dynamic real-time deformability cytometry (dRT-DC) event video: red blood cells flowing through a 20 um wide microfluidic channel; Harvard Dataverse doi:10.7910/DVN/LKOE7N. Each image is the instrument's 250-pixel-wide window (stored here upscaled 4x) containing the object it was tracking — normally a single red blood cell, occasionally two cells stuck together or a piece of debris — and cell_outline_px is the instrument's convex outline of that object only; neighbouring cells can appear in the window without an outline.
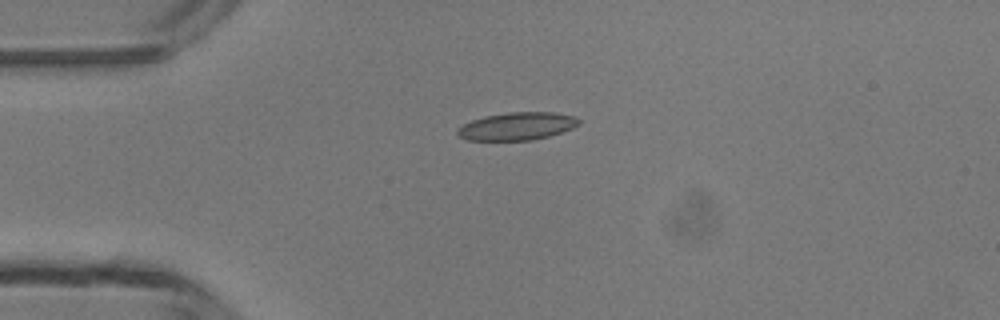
{"species": "common noctule bat (a hibernating species)", "species_latin": "Nyctalus noctula", "temperature_condition": "room temperature", "stored_images_in_passage": 4, "camera_frame_rate_fps": 3000, "um_per_image_px": 0.085, "animal": {"sex": "male", "body_mass_g": 13.3}, "frame": {"image": 1, "passage_image": 1, "time_ms": 0.0, "image_size_px": [1000, 320], "cell_outline_px": [[580, 124], [572, 128], [548, 136], [532, 140], [468, 140], [460, 136], [456, 132], [456, 128], [472, 120], [484, 116], [508, 112], [552, 112], [576, 116], [580, 120]], "centroid_in_image_um": [43.95, 10.72], "position_along_channel_um": 41.1, "area_um2": 19.59}}
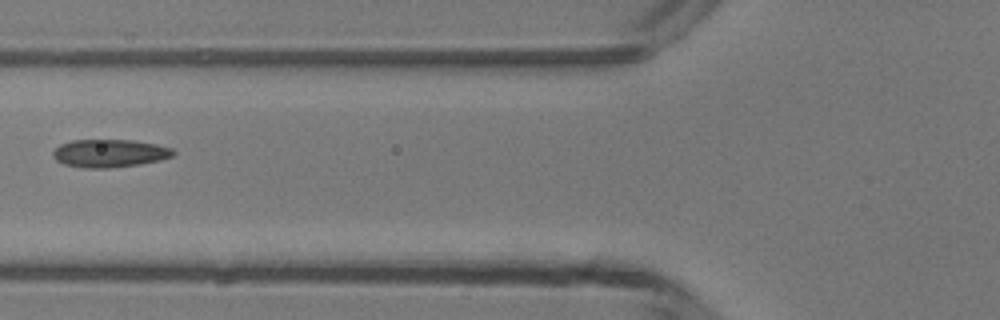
{"frame": {"image": 2, "passage_image": 3, "time_ms": 2.333, "image_size_px": [1000, 320], "cell_outline_px": [[176, 152], [172, 156], [160, 160], [140, 164], [112, 168], [84, 168], [64, 164], [56, 160], [52, 156], [52, 152], [60, 144], [72, 140], [132, 140], [156, 144], [172, 148]], "centroid_in_image_um": [9.31, 13.03], "position_along_channel_um": 116.5, "area_um2": 19.65}}
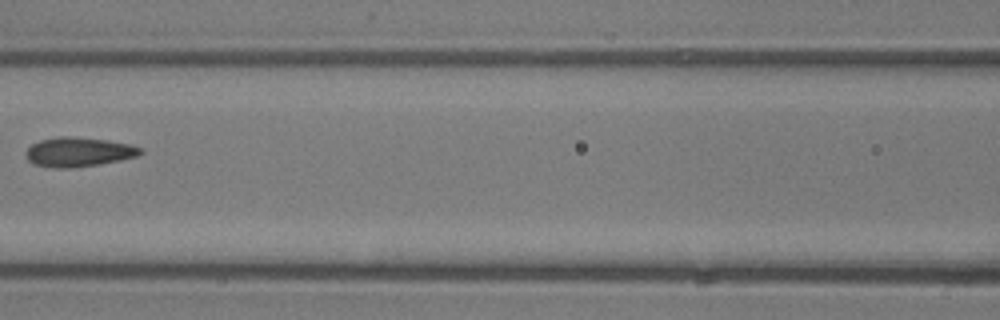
{"frame": {"image": 3, "passage_image": 4, "time_ms": 3.333, "image_size_px": [1000, 320], "cell_outline_px": [[144, 152], [136, 156], [120, 160], [100, 164], [68, 168], [52, 168], [32, 164], [24, 156], [24, 152], [32, 144], [40, 140], [60, 136], [68, 136], [108, 140], [128, 144], [140, 148]], "centroid_in_image_um": [6.62, 12.92], "position_along_channel_um": 160.0, "area_um2": 19.65}}